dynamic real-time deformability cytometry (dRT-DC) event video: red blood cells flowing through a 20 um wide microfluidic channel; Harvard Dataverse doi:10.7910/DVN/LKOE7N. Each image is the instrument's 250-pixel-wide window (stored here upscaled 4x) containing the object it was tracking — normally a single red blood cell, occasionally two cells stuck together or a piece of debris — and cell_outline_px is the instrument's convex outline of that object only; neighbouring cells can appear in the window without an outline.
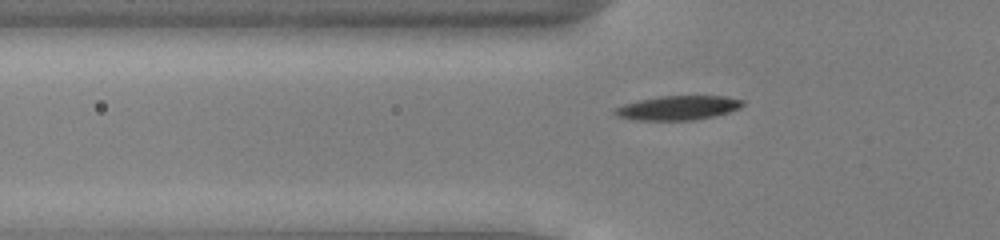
{"species": "common noctule bat (a hibernating species)", "species_latin": "Nyctalus noctula", "temperature_condition": "cold", "stored_images_in_passage": 39, "camera_frame_rate_fps": 3000, "um_per_image_px": 0.085, "animal": {"sex": "male", "body_mass_g": 13.0, "forearm_length_mm": 53.1}, "frame": {"image": 1, "passage_image": 4, "time_ms": 1.0, "image_size_px": [1000, 240], "cell_outline_px": [[744, 104], [740, 108], [716, 116], [692, 120], [636, 120], [616, 116], [612, 112], [616, 108], [624, 104], [640, 100], [660, 96], [724, 96], [744, 100]], "centroid_in_image_um": [57.64, 9.17], "position_along_channel_um": 68.2, "area_um2": 18.03}}
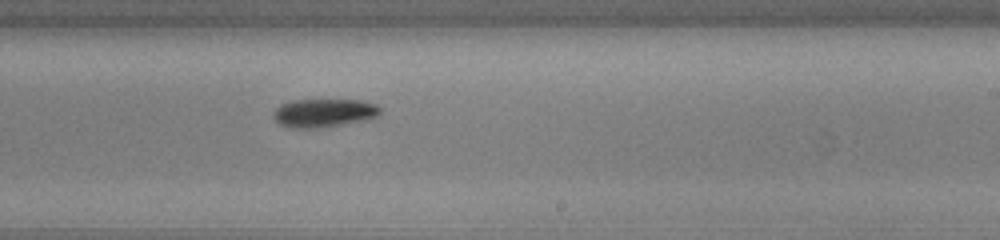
{"frame": {"image": 2, "passage_image": 19, "time_ms": 6.0, "image_size_px": [1000, 240], "cell_outline_px": [[380, 116], [368, 120], [320, 128], [292, 128], [280, 124], [272, 116], [272, 112], [280, 104], [292, 100], [364, 100], [376, 104], [380, 108]], "centroid_in_image_um": [27.55, 9.6], "position_along_channel_um": 261.4, "area_um2": 17.98}}
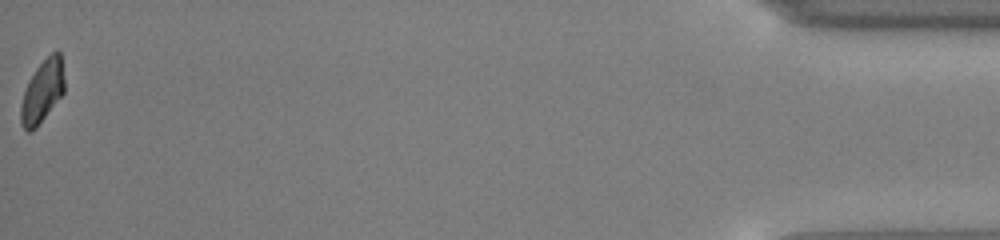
{"frame": {"image": 3, "passage_image": 39, "time_ms": 12.667, "image_size_px": [1000, 240], "cell_outline_px": [[64, 92], [36, 128], [32, 132], [28, 132], [20, 124], [20, 104], [28, 80], [36, 68], [56, 48], [60, 52], [64, 80]], "centroid_in_image_um": [3.58, 7.78], "position_along_channel_um": 431.6, "area_um2": 15.9}}